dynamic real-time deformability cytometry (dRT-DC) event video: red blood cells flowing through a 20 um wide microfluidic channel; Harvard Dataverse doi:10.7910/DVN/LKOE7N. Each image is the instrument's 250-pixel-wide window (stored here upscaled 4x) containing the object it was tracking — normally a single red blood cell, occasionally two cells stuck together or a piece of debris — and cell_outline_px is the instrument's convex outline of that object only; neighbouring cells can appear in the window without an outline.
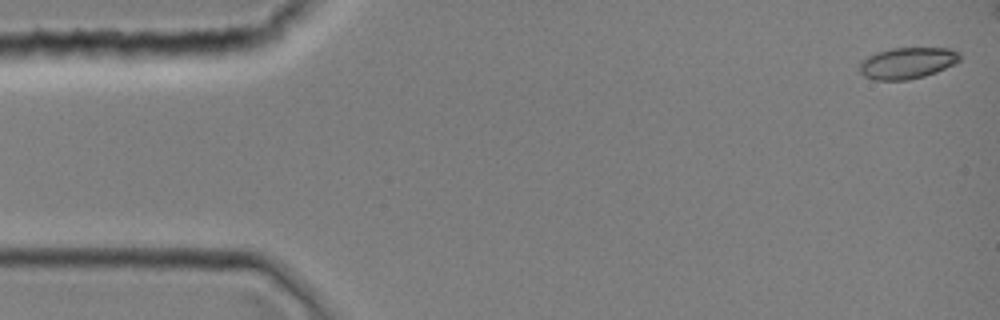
{"species": "common noctule bat (a hibernating species)", "species_latin": "Nyctalus noctula", "temperature_condition": "room temperature", "stored_images_in_passage": 5, "camera_frame_rate_fps": 3000, "um_per_image_px": 0.085, "animal": {"sex": "female", "body_mass_g": 19.0, "forearm_length_mm": 51.5}, "frame": {"image": 1, "passage_image": 1, "time_ms": 0.0, "image_size_px": [1000, 320], "cell_outline_px": [[960, 60], [956, 64], [936, 72], [924, 76], [908, 80], [876, 80], [864, 76], [860, 72], [860, 60], [876, 52], [892, 48], [952, 48], [960, 52]], "centroid_in_image_um": [77.14, 5.35], "position_along_channel_um": 7.9, "area_um2": 18.5}}